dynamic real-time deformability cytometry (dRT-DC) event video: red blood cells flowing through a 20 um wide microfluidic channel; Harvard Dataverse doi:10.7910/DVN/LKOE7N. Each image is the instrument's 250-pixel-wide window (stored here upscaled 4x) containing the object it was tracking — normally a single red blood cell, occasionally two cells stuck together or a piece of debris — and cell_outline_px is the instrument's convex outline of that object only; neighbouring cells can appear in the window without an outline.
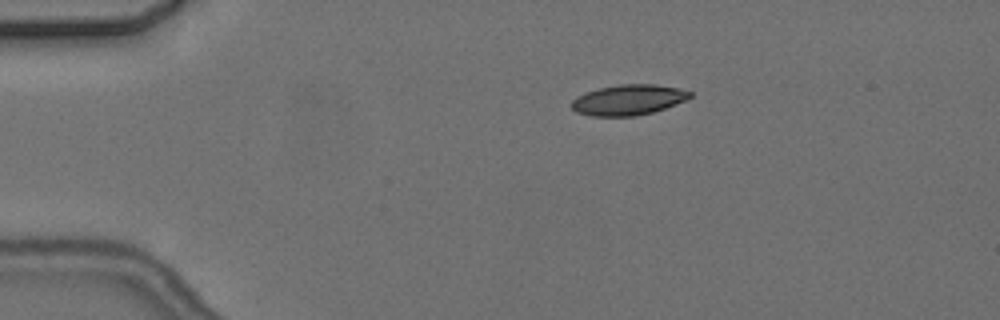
{"species": "common noctule bat (a hibernating species)", "species_latin": "Nyctalus noctula", "temperature_condition": "cold", "stored_images_in_passage": 5, "camera_frame_rate_fps": 3000, "um_per_image_px": 0.085, "animal": {"sex": "female", "body_mass_g": 24.6, "forearm_length_mm": 56.2}, "frame": {"image": 1, "passage_image": 1, "time_ms": 0.0, "image_size_px": [1000, 320], "cell_outline_px": [[692, 96], [688, 100], [652, 112], [636, 116], [592, 116], [576, 112], [572, 108], [572, 100], [576, 96], [584, 92], [600, 88], [620, 84], [656, 84], [680, 88], [692, 92]], "centroid_in_image_um": [53.43, 8.48], "position_along_channel_um": 31.6, "area_um2": 21.15}}
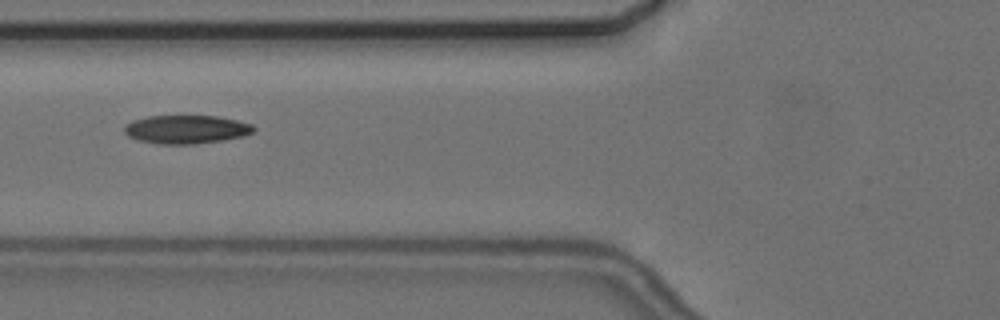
{"frame": {"image": 2, "passage_image": 4, "time_ms": 3.667, "image_size_px": [1000, 320], "cell_outline_px": [[256, 128], [252, 132], [244, 136], [196, 144], [160, 144], [136, 140], [128, 136], [124, 132], [124, 124], [132, 120], [148, 116], [216, 116], [236, 120], [252, 124]], "centroid_in_image_um": [15.79, 10.99], "position_along_channel_um": 110.0, "area_um2": 21.5}}
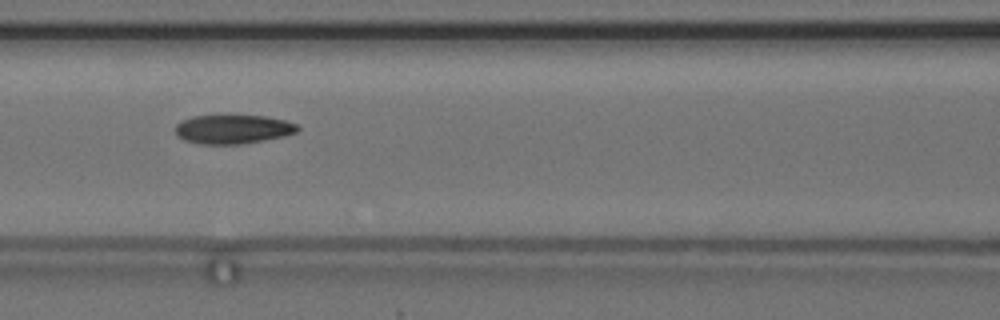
{"frame": {"image": 3, "passage_image": 5, "time_ms": 4.667, "image_size_px": [1000, 320], "cell_outline_px": [[300, 128], [296, 132], [284, 136], [264, 140], [240, 144], [200, 144], [184, 140], [176, 136], [176, 124], [180, 120], [192, 116], [224, 112], [264, 116], [284, 120], [296, 124]], "centroid_in_image_um": [19.74, 10.93], "position_along_channel_um": 146.9, "area_um2": 21.62}}